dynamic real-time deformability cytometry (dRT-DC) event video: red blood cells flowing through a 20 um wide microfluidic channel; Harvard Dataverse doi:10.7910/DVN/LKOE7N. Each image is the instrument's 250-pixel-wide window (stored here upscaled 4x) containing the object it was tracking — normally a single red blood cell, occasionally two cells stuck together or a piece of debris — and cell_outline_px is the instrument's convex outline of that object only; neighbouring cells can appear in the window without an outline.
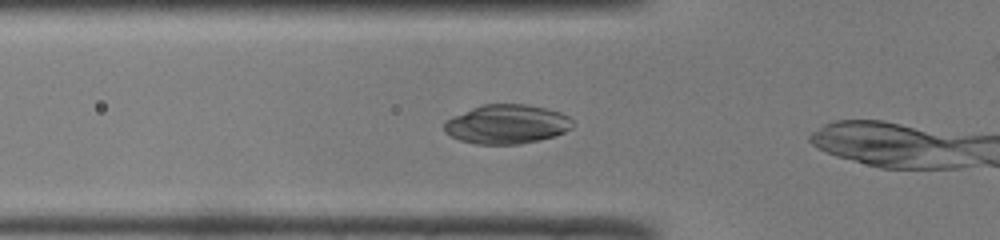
{"species": "common noctule bat (a hibernating species)", "species_latin": "Nyctalus noctula", "temperature_condition": "room temperature", "stored_images_in_passage": 7, "camera_frame_rate_fps": 3000, "um_per_image_px": 0.085, "animal": {"sex": "male", "body_mass_g": 19.0, "forearm_length_mm": 50.8}, "frame": {"image": 1, "passage_image": 5, "time_ms": 1.333, "image_size_px": [1000, 240], "cell_outline_px": [[572, 128], [556, 136], [540, 140], [520, 144], [476, 144], [460, 140], [444, 132], [444, 120], [452, 116], [472, 108], [484, 104], [528, 104], [560, 112], [568, 116], [572, 120]], "centroid_in_image_um": [43.07, 10.56], "position_along_channel_um": 82.7, "area_um2": 29.42}}